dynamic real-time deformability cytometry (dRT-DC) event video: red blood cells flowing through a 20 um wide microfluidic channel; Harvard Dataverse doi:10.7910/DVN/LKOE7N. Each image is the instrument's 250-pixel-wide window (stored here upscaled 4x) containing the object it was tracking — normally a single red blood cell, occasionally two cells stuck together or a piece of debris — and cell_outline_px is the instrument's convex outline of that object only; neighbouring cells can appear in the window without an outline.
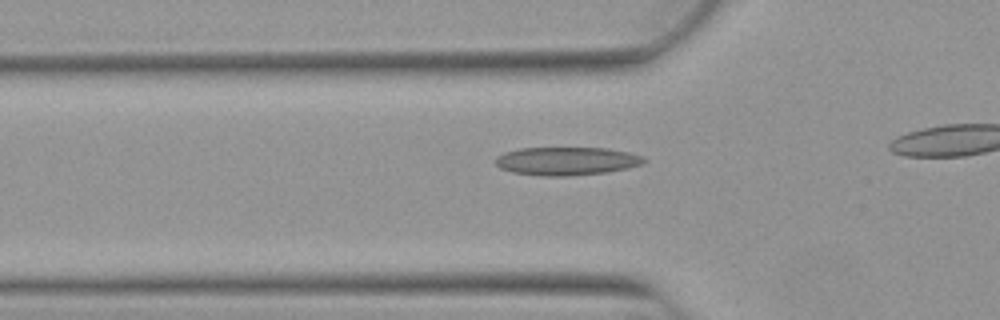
{"species": "Egyptian fruit bat (a non-hibernating species)", "species_latin": "Rousettus aegyptiacus", "temperature_condition": "warm", "stored_images_in_passage": 34, "camera_frame_rate_fps": 3000, "um_per_image_px": 0.085, "animal": {"sex": "female"}, "frame": {"image": 1, "passage_image": 10, "time_ms": 3.0, "image_size_px": [1000, 320], "cell_outline_px": [[648, 160], [640, 164], [628, 168], [604, 172], [568, 176], [540, 176], [512, 172], [500, 168], [496, 164], [496, 156], [504, 152], [520, 148], [608, 148], [628, 152], [644, 156]], "centroid_in_image_um": [48.15, 13.69], "position_along_channel_um": 77.6, "area_um2": 24.45}}
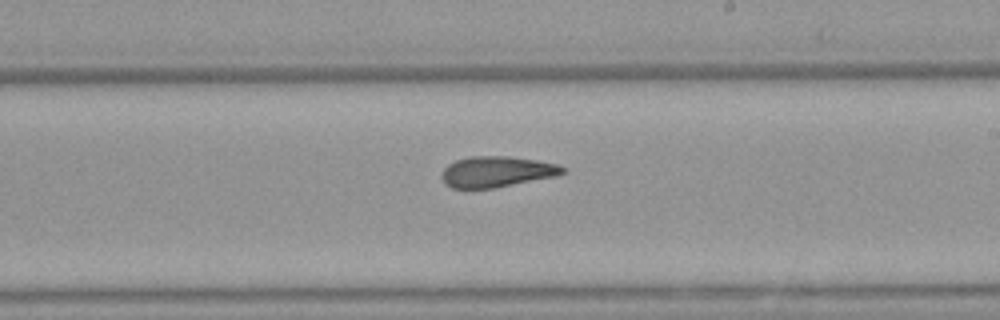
{"frame": {"image": 2, "passage_image": 23, "time_ms": 7.333, "image_size_px": [1000, 320], "cell_outline_px": [[568, 172], [556, 176], [492, 188], [452, 188], [444, 184], [440, 176], [444, 168], [448, 164], [456, 160], [468, 156], [508, 156], [536, 160], [556, 164], [564, 168]], "centroid_in_image_um": [42.18, 14.59], "position_along_channel_um": 246.8, "area_um2": 21.73}}
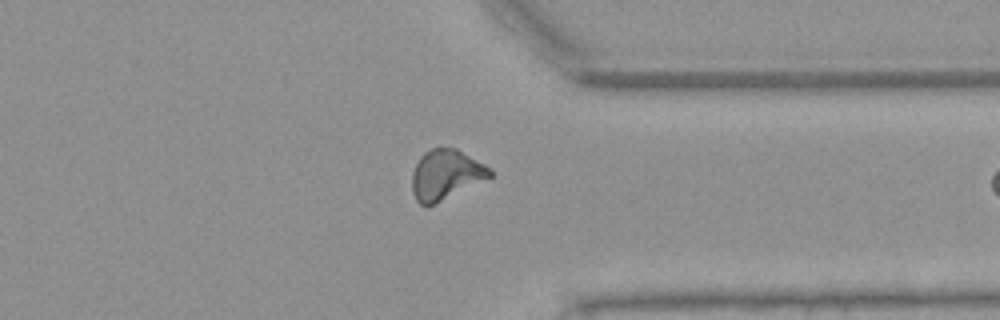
{"frame": {"image": 3, "passage_image": 33, "time_ms": 10.667, "image_size_px": [1000, 320], "cell_outline_px": [[492, 176], [428, 208], [424, 208], [416, 200], [412, 192], [412, 172], [420, 156], [424, 152], [432, 148], [456, 148], [484, 164], [492, 172]], "centroid_in_image_um": [37.84, 14.88], "position_along_channel_um": 373.6, "area_um2": 22.72}}